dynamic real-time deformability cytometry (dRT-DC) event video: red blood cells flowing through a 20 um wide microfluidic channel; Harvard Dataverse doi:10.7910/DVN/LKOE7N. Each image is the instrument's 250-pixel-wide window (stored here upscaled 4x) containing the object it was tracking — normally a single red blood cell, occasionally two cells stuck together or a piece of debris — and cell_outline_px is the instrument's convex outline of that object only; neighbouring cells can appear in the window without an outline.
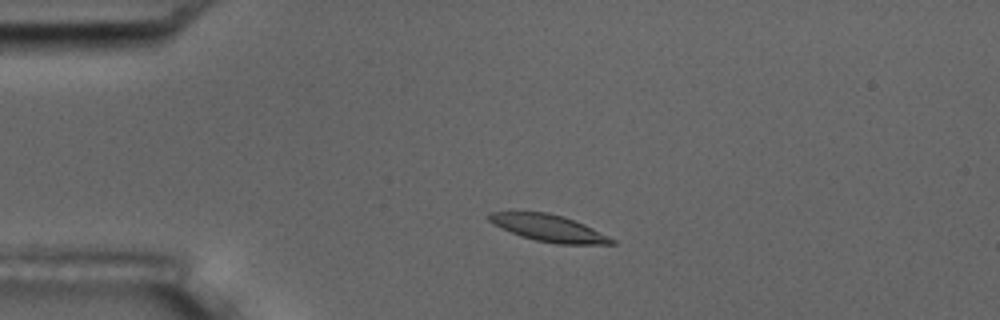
{"species": "common noctule bat (a hibernating species)", "species_latin": "Nyctalus noctula", "temperature_condition": "room temperature", "stored_images_in_passage": 4, "segment_of_instrument_passage": [1, 2], "camera_frame_rate_fps": 3000, "um_per_image_px": 0.085, "animal": {"sex": "male", "body_mass_g": 17.5, "forearm_length_mm": 52.3}, "frame": {"image": 1, "passage_image": 2, "time_ms": 1.333, "image_size_px": [1000, 320], "cell_outline_px": [[616, 244], [556, 244], [536, 240], [520, 236], [488, 220], [484, 216], [488, 212], [548, 212], [564, 216], [584, 224], [616, 240]], "centroid_in_image_um": [46.65, 19.38], "position_along_channel_um": 38.4, "area_um2": 19.02}}